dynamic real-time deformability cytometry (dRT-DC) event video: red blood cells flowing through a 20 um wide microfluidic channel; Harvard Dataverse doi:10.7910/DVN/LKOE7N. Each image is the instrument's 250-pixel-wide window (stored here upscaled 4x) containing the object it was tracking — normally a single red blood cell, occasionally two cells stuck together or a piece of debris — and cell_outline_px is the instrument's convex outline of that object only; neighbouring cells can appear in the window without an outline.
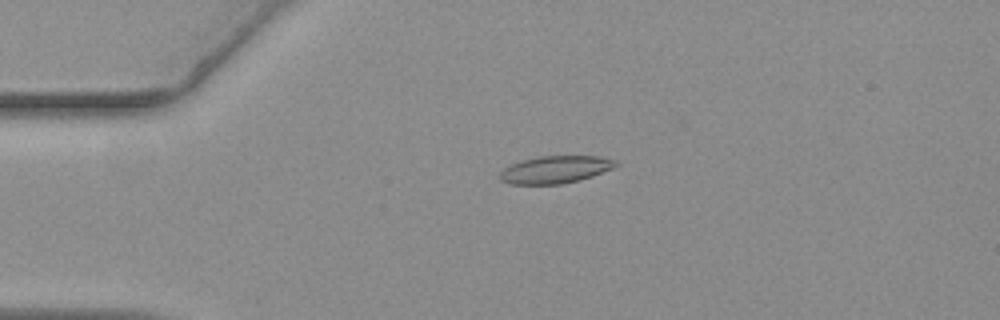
{"species": "common noctule bat (a hibernating species)", "species_latin": "Nyctalus noctula", "temperature_condition": "warm", "stored_images_in_passage": 18, "camera_frame_rate_fps": 3000, "um_per_image_px": 0.085, "animal": {"sex": "female", "body_mass_g": 19.3, "forearm_length_mm": 54.1}, "frame": {"image": 1, "passage_image": 7, "time_ms": 2.0, "image_size_px": [1000, 320], "cell_outline_px": [[620, 164], [612, 168], [592, 176], [560, 184], [508, 184], [500, 180], [500, 172], [504, 168], [520, 160], [540, 156], [600, 156], [616, 160]], "centroid_in_image_um": [47.19, 14.4], "position_along_channel_um": 37.8, "area_um2": 18.44}}
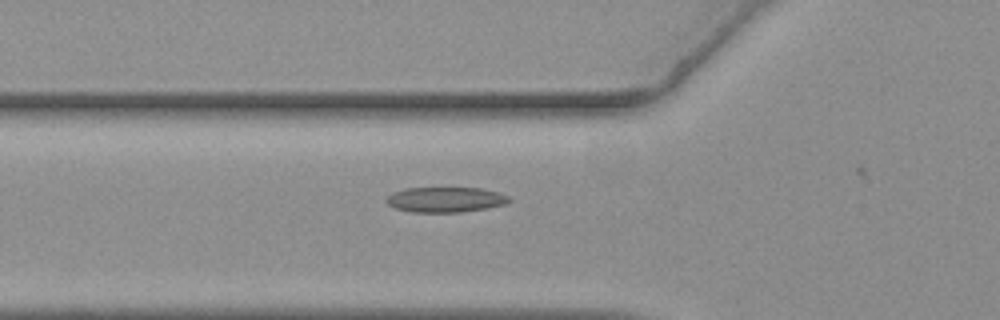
{"frame": {"image": 2, "passage_image": 14, "time_ms": 4.333, "image_size_px": [1000, 320], "cell_outline_px": [[512, 200], [504, 204], [484, 208], [460, 212], [412, 212], [396, 208], [388, 204], [384, 200], [392, 192], [404, 188], [480, 188], [496, 192], [508, 196]], "centroid_in_image_um": [37.81, 16.96], "position_along_channel_um": 88.0, "area_um2": 17.86}}
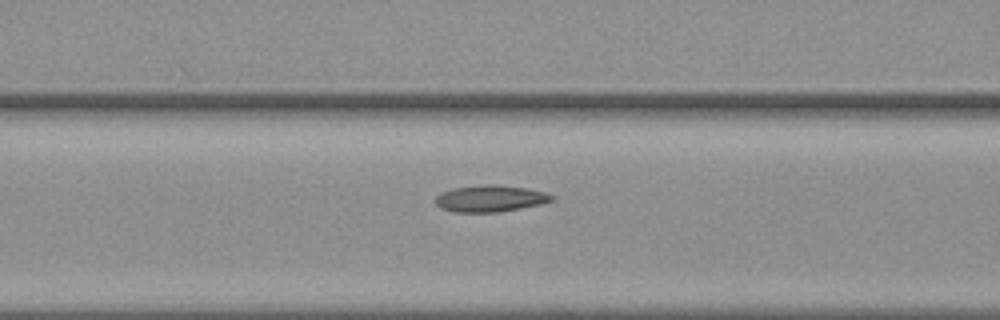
{"frame": {"image": 3, "passage_image": 17, "time_ms": 5.333, "image_size_px": [1000, 320], "cell_outline_px": [[552, 200], [540, 204], [520, 208], [496, 212], [452, 212], [440, 208], [432, 200], [440, 192], [452, 188], [488, 184], [492, 184], [528, 188], [544, 192], [552, 196]], "centroid_in_image_um": [41.58, 16.87], "position_along_channel_um": 125.0, "area_um2": 18.03}}